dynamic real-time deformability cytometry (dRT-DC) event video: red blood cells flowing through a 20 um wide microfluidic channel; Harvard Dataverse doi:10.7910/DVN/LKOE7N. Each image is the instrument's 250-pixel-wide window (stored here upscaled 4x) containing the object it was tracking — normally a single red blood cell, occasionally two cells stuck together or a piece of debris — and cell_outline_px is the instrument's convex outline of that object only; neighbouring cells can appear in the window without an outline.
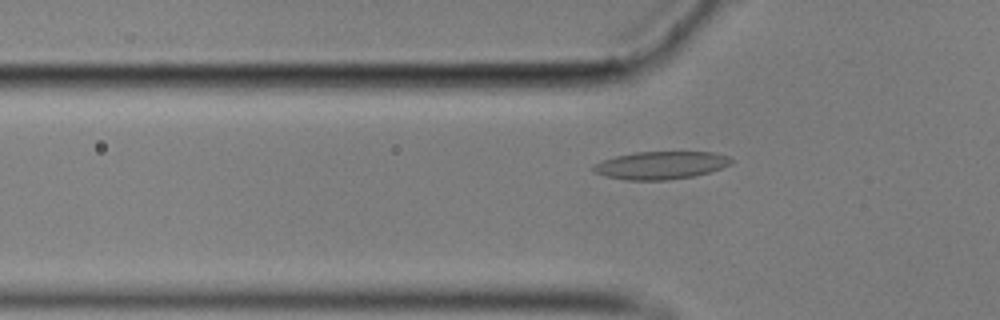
{"species": "common noctule bat (a hibernating species)", "species_latin": "Nyctalus noctula", "temperature_condition": "cold", "stored_images_in_passage": 58, "camera_frame_rate_fps": 3000, "um_per_image_px": 0.085, "animal": {"sex": "male", "body_mass_g": 17.9}, "frame": {"image": 1, "passage_image": 19, "time_ms": 6.0, "image_size_px": [1000, 320], "cell_outline_px": [[732, 164], [712, 172], [692, 176], [664, 180], [628, 180], [604, 176], [596, 172], [592, 168], [592, 164], [616, 156], [636, 152], [712, 152], [728, 156], [732, 160]], "centroid_in_image_um": [56.18, 14.05], "position_along_channel_um": 69.6, "area_um2": 22.25}}
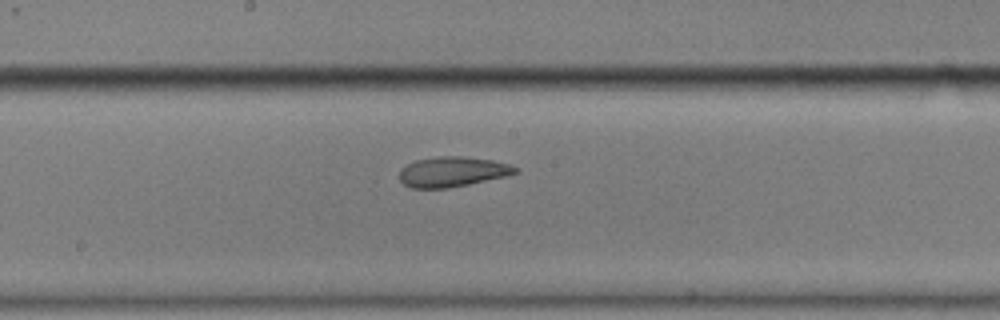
{"frame": {"image": 2, "passage_image": 31, "time_ms": 10.0, "image_size_px": [1000, 320], "cell_outline_px": [[520, 172], [508, 176], [448, 188], [412, 188], [404, 184], [400, 180], [400, 168], [416, 160], [436, 156], [460, 156], [492, 160], [508, 164], [520, 168]], "centroid_in_image_um": [38.48, 14.6], "position_along_channel_um": 209.7, "area_um2": 20.4}}
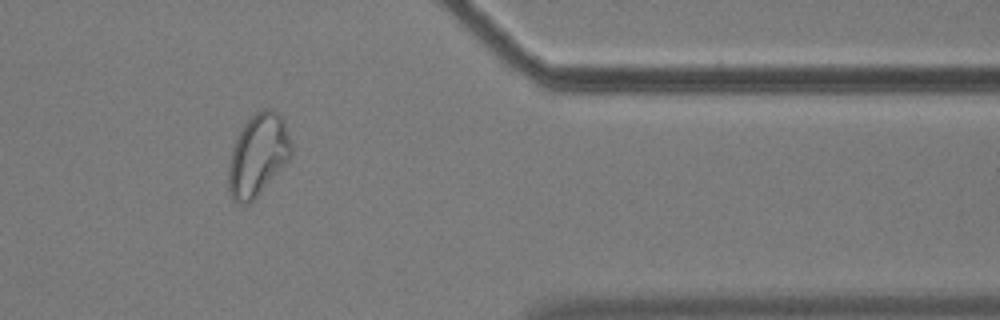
{"frame": {"image": 3, "passage_image": 48, "time_ms": 15.667, "image_size_px": [1000, 320], "cell_outline_px": [[292, 156], [256, 196], [248, 204], [240, 204], [232, 200], [228, 192], [228, 168], [232, 148], [244, 124], [256, 112], [264, 108], [272, 108], [284, 120], [292, 144]], "centroid_in_image_um": [21.92, 13.18], "position_along_channel_um": 389.5, "area_um2": 29.77}, "authors_computed_cell_mechanics": {"area_um2": 21.964, "velocity_mm_per_s": 3.4973, "shape_relaxation_time_tau1_ms": null, "shape_relaxation_time_tau2_ms": 1.9685, "deformation_change_tau1": null, "deformation_change_tau2": 0.0741}}